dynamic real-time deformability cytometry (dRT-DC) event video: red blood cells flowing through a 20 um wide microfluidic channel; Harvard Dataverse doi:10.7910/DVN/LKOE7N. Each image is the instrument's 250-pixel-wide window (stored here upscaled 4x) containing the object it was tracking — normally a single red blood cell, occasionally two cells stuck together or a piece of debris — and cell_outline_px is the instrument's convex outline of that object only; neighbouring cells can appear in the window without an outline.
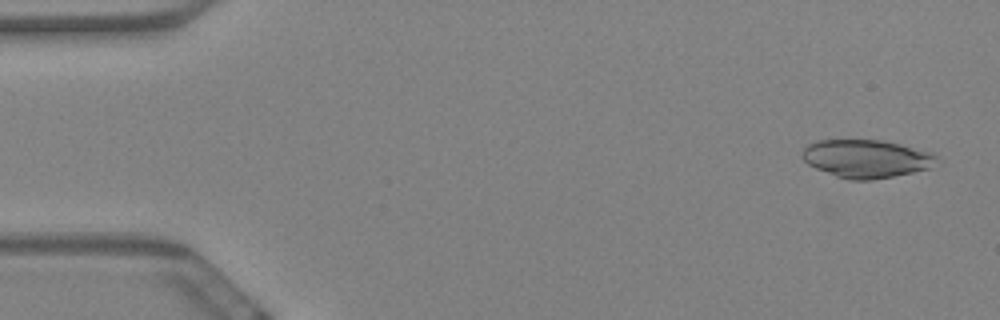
{"species": "Egyptian fruit bat (a non-hibernating species)", "species_latin": "Rousettus aegyptiacus", "temperature_condition": "warm", "stored_images_in_passage": 59, "camera_frame_rate_fps": 3000, "um_per_image_px": 0.085, "animal": {"sex": "female"}, "frame": {"image": 1, "passage_image": 3, "time_ms": 0.667, "image_size_px": [1000, 320], "cell_outline_px": [[940, 156], [928, 168], [912, 172], [872, 180], [852, 180], [836, 176], [816, 168], [808, 164], [804, 160], [800, 152], [808, 144], [820, 140], [880, 140], [900, 144], [936, 152]], "centroid_in_image_um": [73.65, 13.47], "position_along_channel_um": 11.3, "area_um2": 29.77}}
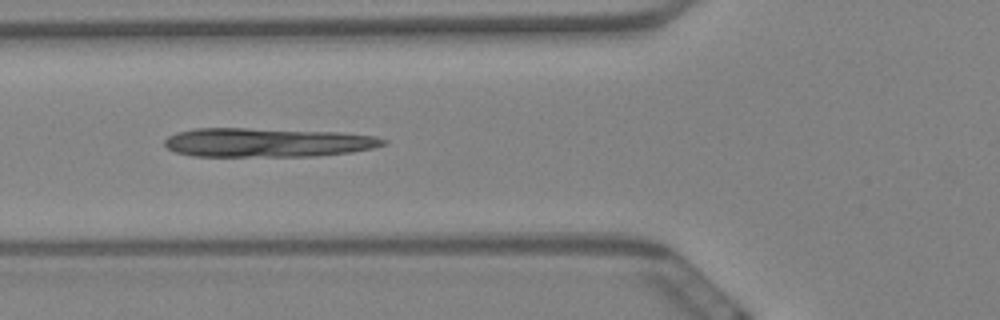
{"frame": {"image": 2, "passage_image": 22, "time_ms": 7.0, "image_size_px": [1000, 320], "cell_outline_px": [[388, 144], [372, 148], [352, 152], [316, 156], [192, 156], [176, 152], [168, 148], [164, 144], [164, 140], [168, 136], [176, 132], [196, 128], [248, 128], [336, 132], [376, 136], [388, 140]], "centroid_in_image_um": [22.73, 12.11], "position_along_channel_um": 103.1, "area_um2": 37.11}}
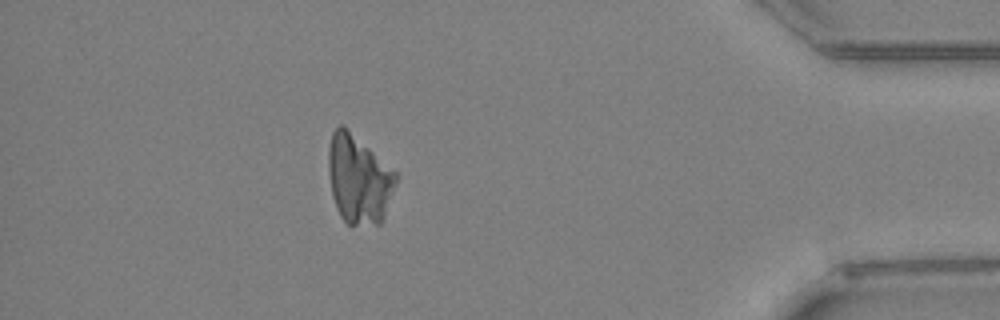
{"frame": {"image": 3, "passage_image": 52, "time_ms": 17.0, "image_size_px": [1000, 320], "cell_outline_px": [[400, 176], [384, 216], [380, 224], [348, 224], [340, 216], [336, 208], [332, 196], [328, 172], [328, 148], [332, 132], [340, 124], [344, 124], [396, 172]], "centroid_in_image_um": [30.49, 15.21], "position_along_channel_um": 404.7, "area_um2": 35.14}}